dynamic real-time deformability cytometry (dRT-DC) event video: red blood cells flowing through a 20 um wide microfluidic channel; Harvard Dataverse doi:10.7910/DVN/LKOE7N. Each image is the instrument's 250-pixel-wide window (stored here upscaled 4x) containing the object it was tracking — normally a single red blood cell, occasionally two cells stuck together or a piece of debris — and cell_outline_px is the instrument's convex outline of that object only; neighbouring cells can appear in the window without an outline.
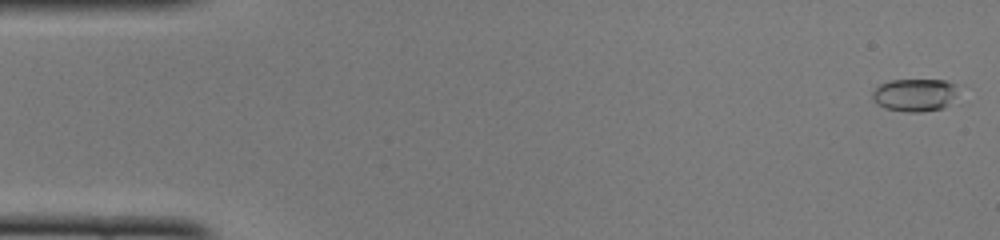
{"species": "common noctule bat (a hibernating species)", "species_latin": "Nyctalus noctula", "temperature_condition": "cold", "stored_images_in_passage": 50, "camera_frame_rate_fps": 3000, "um_per_image_px": 0.085, "animal": {"sex": "female", "body_mass_g": 22.0, "forearm_length_mm": 56.7}, "frame": {"image": 1, "passage_image": 2, "time_ms": 0.333, "image_size_px": [1000, 240], "cell_outline_px": [[956, 84], [952, 96], [948, 104], [944, 108], [920, 112], [908, 112], [884, 108], [876, 104], [872, 100], [872, 92], [880, 84], [888, 80], [944, 80]], "centroid_in_image_um": [77.66, 8.07], "position_along_channel_um": 7.3, "area_um2": 16.18}}
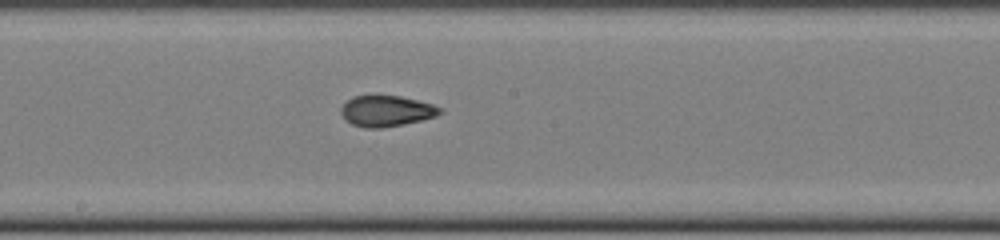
{"frame": {"image": 2, "passage_image": 27, "time_ms": 8.667, "image_size_px": [1000, 240], "cell_outline_px": [[444, 112], [436, 116], [404, 124], [380, 128], [364, 128], [352, 124], [344, 120], [340, 112], [340, 108], [352, 96], [372, 92], [376, 92], [400, 96], [432, 104], [444, 108]], "centroid_in_image_um": [32.8, 9.39], "position_along_channel_um": 215.4, "area_um2": 18.61}}
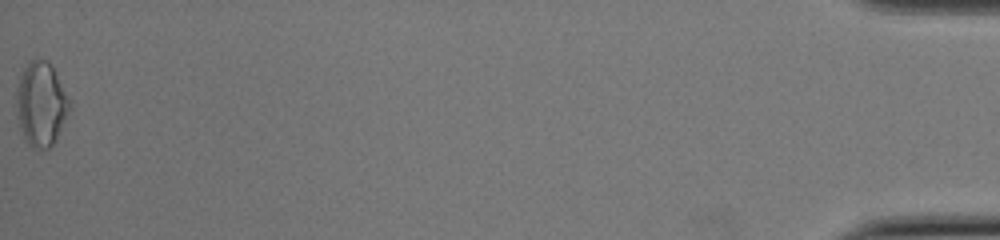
{"frame": {"image": 3, "passage_image": 50, "time_ms": 16.333, "image_size_px": [1000, 240], "cell_outline_px": [[72, 108], [56, 140], [48, 148], [32, 148], [24, 140], [16, 116], [16, 88], [20, 76], [24, 68], [32, 60], [48, 60], [72, 100]], "centroid_in_image_um": [3.51, 8.87], "position_along_channel_um": 431.7, "area_um2": 26.53}, "authors_computed_cell_mechanics": {"area_um2": 17.7157, "velocity_mm_per_s": 4.1206, "shape_relaxation_time_tau1_ms": null, "shape_relaxation_time_tau2_ms": 1.4543, "deformation_change_tau1": null, "deformation_change_tau2": 0.0647}}